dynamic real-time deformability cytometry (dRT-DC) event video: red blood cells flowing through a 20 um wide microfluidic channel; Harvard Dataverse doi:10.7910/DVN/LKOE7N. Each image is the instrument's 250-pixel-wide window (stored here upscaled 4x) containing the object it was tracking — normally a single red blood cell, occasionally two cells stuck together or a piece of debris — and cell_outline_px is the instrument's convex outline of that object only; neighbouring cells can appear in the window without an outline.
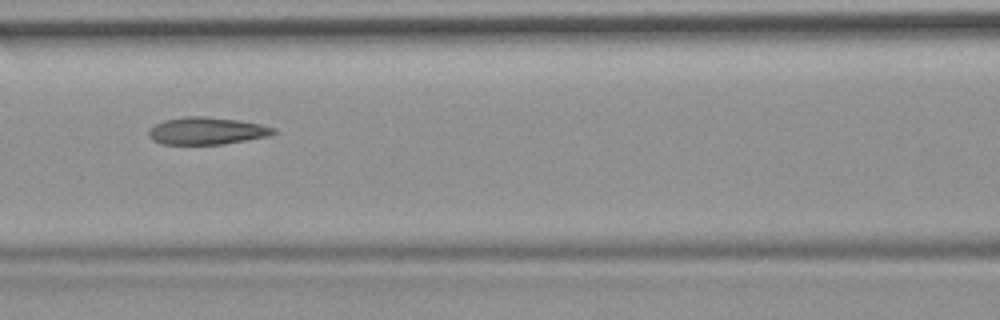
{"species": "common noctule bat (a hibernating species)", "species_latin": "Nyctalus noctula", "temperature_condition": "room temperature", "stored_images_in_passage": 12, "camera_frame_rate_fps": 3000, "um_per_image_px": 0.085, "animal": {"sex": "female", "body_mass_g": 19.9}, "frame": {"image": 1, "passage_image": 3, "time_ms": 0.667, "image_size_px": [1000, 320], "cell_outline_px": [[276, 132], [268, 136], [224, 144], [160, 144], [152, 140], [148, 136], [148, 132], [156, 124], [164, 120], [184, 116], [204, 116], [240, 120], [260, 124], [276, 128]], "centroid_in_image_um": [17.57, 11.12], "position_along_channel_um": 149.0, "area_um2": 19.88}}
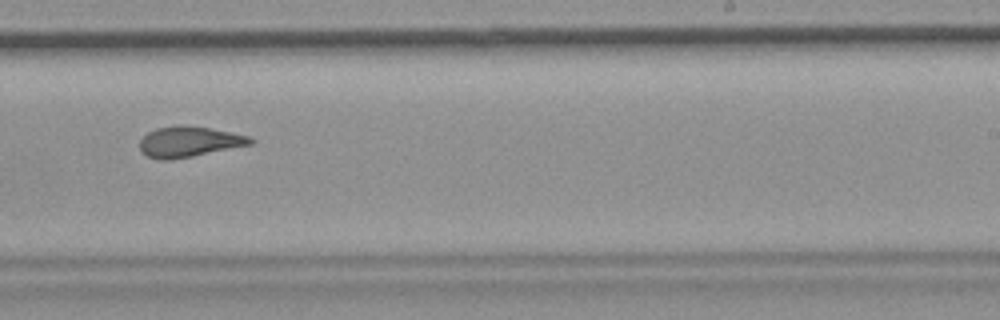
{"frame": {"image": 2, "passage_image": 6, "time_ms": 1.667, "image_size_px": [1000, 320], "cell_outline_px": [[256, 140], [252, 144], [172, 160], [160, 160], [148, 156], [140, 152], [140, 140], [148, 132], [156, 128], [180, 124], [184, 124], [208, 128], [248, 136]], "centroid_in_image_um": [16.03, 12.04], "position_along_channel_um": 273.0, "area_um2": 19.65}}